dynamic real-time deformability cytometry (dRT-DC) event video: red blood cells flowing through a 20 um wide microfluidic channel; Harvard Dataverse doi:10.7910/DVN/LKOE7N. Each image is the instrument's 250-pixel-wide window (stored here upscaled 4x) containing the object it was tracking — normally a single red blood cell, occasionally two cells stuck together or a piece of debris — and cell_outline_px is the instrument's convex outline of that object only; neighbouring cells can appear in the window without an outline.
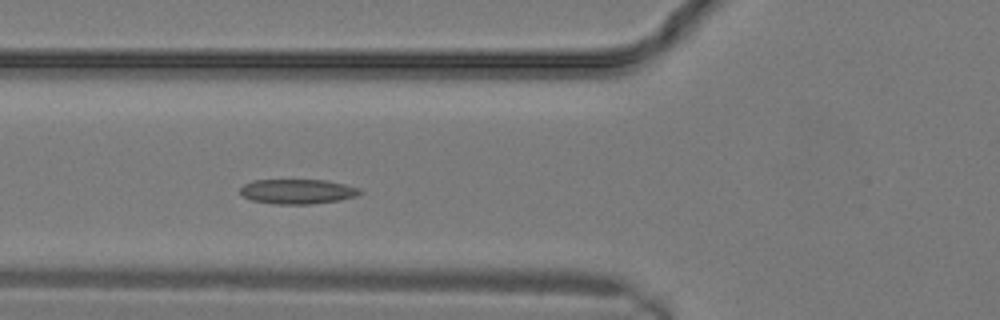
{"species": "common noctule bat (a hibernating species)", "species_latin": "Nyctalus noctula", "temperature_condition": "warm", "stored_images_in_passage": 10, "camera_frame_rate_fps": 3000, "um_per_image_px": 0.085, "animal": {"sex": "male", "body_mass_g": 19.2, "forearm_length_mm": 51.8}, "frame": {"image": 1, "passage_image": 7, "time_ms": 2.0, "image_size_px": [1000, 320], "cell_outline_px": [[364, 192], [356, 196], [340, 200], [312, 204], [276, 204], [252, 200], [244, 196], [240, 192], [240, 188], [244, 184], [252, 180], [328, 180], [360, 188]], "centroid_in_image_um": [25.32, 16.27], "position_along_channel_um": 100.5, "area_um2": 17.34}}
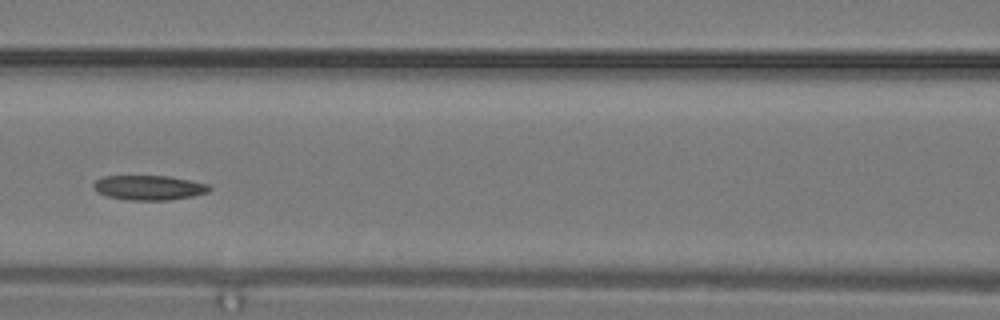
{"frame": {"image": 2, "passage_image": 9, "time_ms": 2.667, "image_size_px": [1000, 320], "cell_outline_px": [[212, 188], [208, 192], [192, 196], [168, 200], [128, 200], [108, 196], [100, 192], [92, 184], [96, 180], [104, 176], [168, 176], [208, 184]], "centroid_in_image_um": [12.69, 15.95], "position_along_channel_um": 153.9, "area_um2": 16.42}}